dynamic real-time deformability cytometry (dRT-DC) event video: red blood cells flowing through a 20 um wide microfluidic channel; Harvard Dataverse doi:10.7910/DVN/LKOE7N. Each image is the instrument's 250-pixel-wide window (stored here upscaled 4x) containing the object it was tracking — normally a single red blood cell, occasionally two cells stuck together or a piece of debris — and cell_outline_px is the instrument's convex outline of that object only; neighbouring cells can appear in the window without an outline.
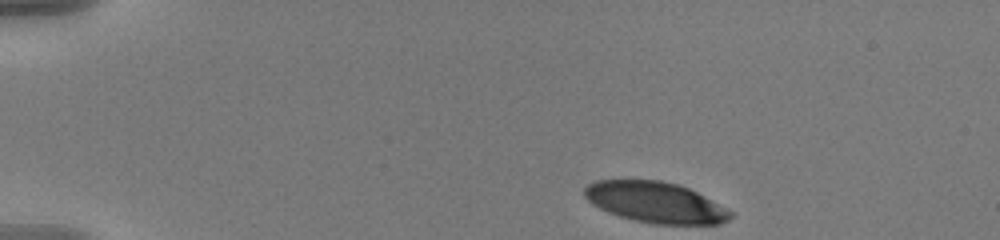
{"species": "human", "species_latin": "Homo sapiens", "temperature_condition": "warm", "stored_images_in_passage": 9, "camera_frame_rate_fps": 3000, "um_per_image_px": 0.085, "donor": {"sex": "male"}, "frame": {"image": 1, "passage_image": 1, "time_ms": 0.0, "image_size_px": [1000, 240], "cell_outline_px": [[736, 212], [728, 220], [720, 224], [656, 224], [636, 220], [620, 216], [608, 212], [592, 204], [584, 196], [584, 188], [588, 184], [596, 180], [660, 180], [676, 184], [688, 188]], "centroid_in_image_um": [55.74, 17.2], "position_along_channel_um": 29.3, "area_um2": 34.68}}
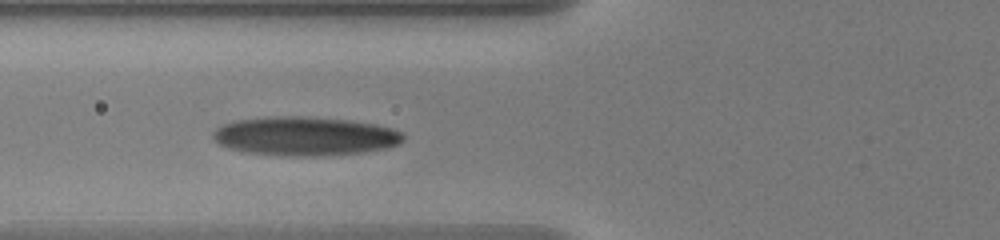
{"frame": {"image": 2, "passage_image": 8, "time_ms": 2.333, "image_size_px": [1000, 240], "cell_outline_px": [[404, 140], [400, 144], [384, 148], [360, 152], [320, 156], [288, 156], [248, 152], [228, 148], [220, 144], [212, 136], [212, 132], [216, 128], [224, 124], [236, 120], [268, 116], [308, 116], [348, 120], [376, 124], [392, 128], [400, 132], [404, 136]], "centroid_in_image_um": [25.91, 11.56], "position_along_channel_um": 99.9, "area_um2": 43.12}}
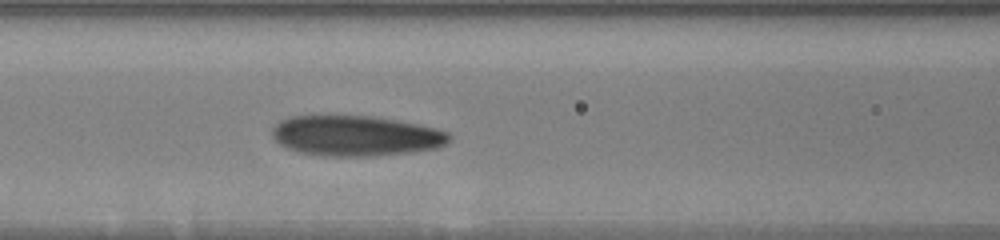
{"frame": {"image": 3, "passage_image": 9, "time_ms": 2.667, "image_size_px": [1000, 240], "cell_outline_px": [[452, 136], [444, 144], [436, 148], [412, 152], [372, 156], [328, 156], [300, 152], [288, 148], [280, 144], [272, 136], [272, 128], [280, 120], [288, 116], [376, 116], [420, 124], [436, 128], [448, 132]], "centroid_in_image_um": [30.25, 11.53], "position_along_channel_um": 136.4, "area_um2": 41.73}}